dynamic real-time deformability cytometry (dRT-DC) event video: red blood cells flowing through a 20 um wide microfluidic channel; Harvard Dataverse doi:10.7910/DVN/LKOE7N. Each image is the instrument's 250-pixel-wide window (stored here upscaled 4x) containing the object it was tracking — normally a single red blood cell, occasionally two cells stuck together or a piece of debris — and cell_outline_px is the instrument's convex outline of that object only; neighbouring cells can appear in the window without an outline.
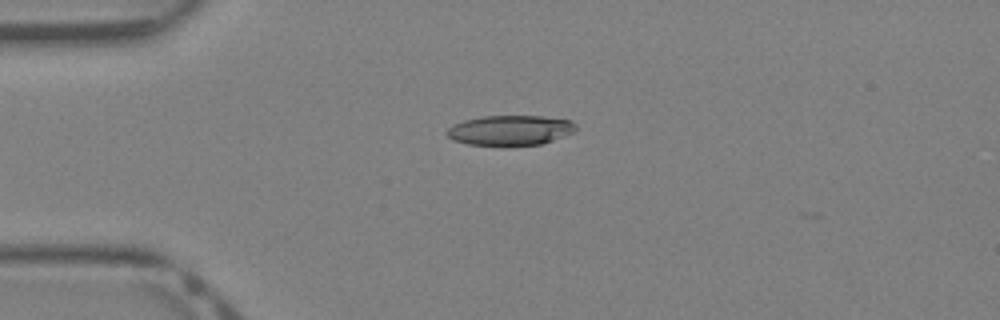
{"species": "Egyptian fruit bat (a non-hibernating species)", "species_latin": "Rousettus aegyptiacus", "temperature_condition": "warm", "stored_images_in_passage": 31, "camera_frame_rate_fps": 3000, "um_per_image_px": 0.085, "animal": {"sex": "female"}, "frame": {"image": 1, "passage_image": 1, "time_ms": 0.0, "image_size_px": [1000, 320], "cell_outline_px": [[576, 132], [540, 144], [508, 148], [504, 148], [468, 144], [452, 140], [444, 132], [452, 124], [464, 120], [484, 116], [540, 116], [572, 120], [576, 124]], "centroid_in_image_um": [43.34, 11.11], "position_along_channel_um": 41.7, "area_um2": 23.41}}
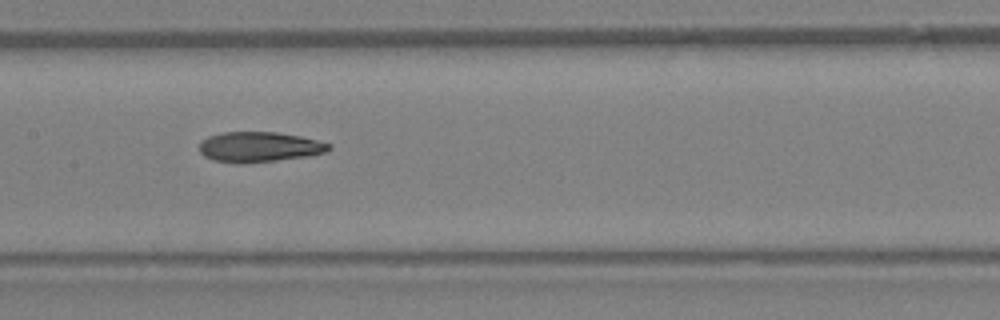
{"frame": {"image": 2, "passage_image": 11, "time_ms": 3.333, "image_size_px": [1000, 320], "cell_outline_px": [[332, 148], [324, 152], [308, 156], [276, 160], [212, 160], [204, 156], [200, 152], [200, 140], [208, 136], [224, 132], [276, 132], [300, 136], [332, 144]], "centroid_in_image_um": [22.07, 12.44], "position_along_channel_um": 185.3, "area_um2": 21.91}}
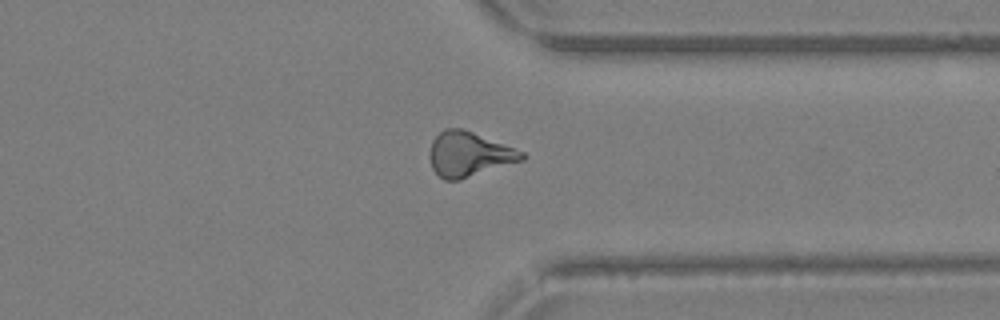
{"frame": {"image": 3, "passage_image": 22, "time_ms": 7.0, "image_size_px": [1000, 320], "cell_outline_px": [[528, 156], [524, 160], [460, 180], [444, 180], [432, 168], [428, 156], [428, 152], [432, 140], [444, 128], [460, 128], [472, 132], [524, 152]], "centroid_in_image_um": [39.84, 13.12], "position_along_channel_um": 371.6, "area_um2": 24.04}}